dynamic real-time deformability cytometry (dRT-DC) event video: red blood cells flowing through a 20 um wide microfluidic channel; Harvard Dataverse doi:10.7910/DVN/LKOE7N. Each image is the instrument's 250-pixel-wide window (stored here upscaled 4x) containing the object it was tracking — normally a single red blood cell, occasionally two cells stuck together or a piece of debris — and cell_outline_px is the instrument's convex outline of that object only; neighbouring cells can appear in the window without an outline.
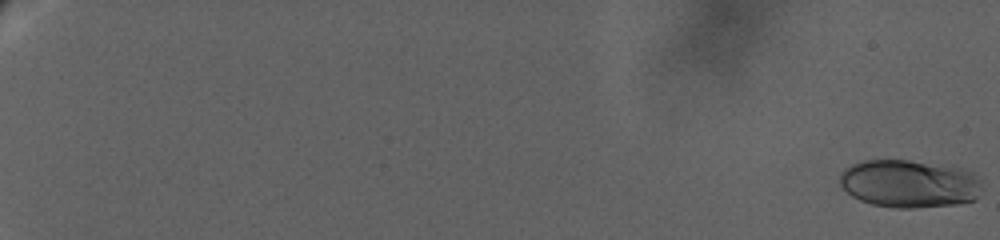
{"species": "human", "species_latin": "Homo sapiens", "temperature_condition": "warm", "stored_images_in_passage": 80, "camera_frame_rate_fps": 3000, "um_per_image_px": 0.085, "donor": {"sex": "female"}, "frame": {"image": 1, "passage_image": 1, "time_ms": 0.0, "image_size_px": [1000, 240], "cell_outline_px": [[980, 196], [976, 200], [956, 204], [912, 208], [896, 208], [872, 204], [860, 200], [852, 196], [840, 184], [840, 172], [844, 168], [852, 164], [864, 160], [908, 160], [952, 164], [964, 168], [972, 172], [980, 180]], "centroid_in_image_um": [77.33, 15.59], "position_along_channel_um": 7.7, "area_um2": 40.29}}
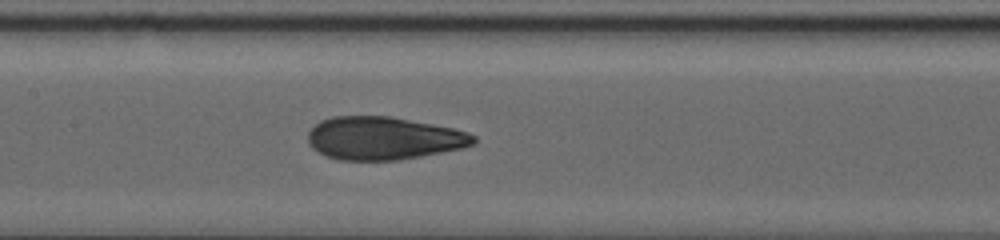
{"frame": {"image": 2, "passage_image": 48, "time_ms": 15.667, "image_size_px": [1000, 240], "cell_outline_px": [[476, 140], [472, 144], [464, 148], [420, 156], [396, 160], [340, 160], [324, 156], [312, 148], [308, 144], [308, 132], [320, 120], [332, 116], [388, 116], [432, 124], [452, 128], [468, 132], [476, 136]], "centroid_in_image_um": [32.57, 11.75], "position_along_channel_um": 174.8, "area_um2": 41.44}}
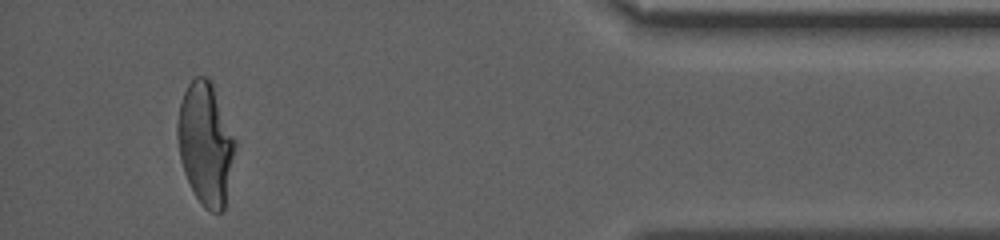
{"frame": {"image": 3, "passage_image": 78, "time_ms": 26.0, "image_size_px": [1000, 240], "cell_outline_px": [[236, 148], [224, 208], [220, 212], [212, 212], [204, 208], [200, 204], [184, 172], [180, 160], [176, 128], [176, 124], [180, 100], [188, 84], [196, 76], [208, 76], [212, 80], [236, 140]], "centroid_in_image_um": [17.47, 12.17], "position_along_channel_um": 417.7, "area_um2": 41.44}, "authors_computed_cell_mechanics": {"area_um2": 40.8646, "velocity_mm_per_s": 2.7358, "shape_relaxation_time_tau1_ms": 10.6208, "shape_relaxation_time_tau2_ms": 1.1078, "deformation_change_tau1": 0.277, "deformation_change_tau2": 0.0711}}